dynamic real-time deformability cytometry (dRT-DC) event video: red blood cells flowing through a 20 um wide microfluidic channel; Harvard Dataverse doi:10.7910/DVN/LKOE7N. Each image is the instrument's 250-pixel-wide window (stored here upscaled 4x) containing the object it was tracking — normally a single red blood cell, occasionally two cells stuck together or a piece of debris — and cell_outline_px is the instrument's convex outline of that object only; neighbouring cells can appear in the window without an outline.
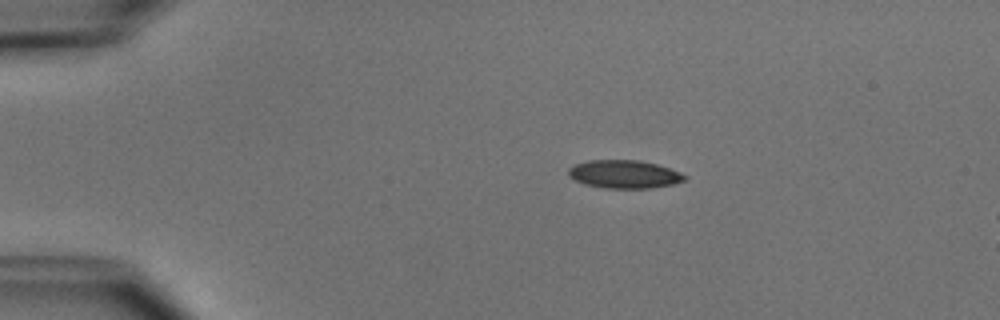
{"species": "common noctule bat (a hibernating species)", "species_latin": "Nyctalus noctula", "temperature_condition": "cold", "stored_images_in_passage": 3, "camera_frame_rate_fps": 3000, "um_per_image_px": 0.085, "animal": {"sex": "male", "body_mass_g": 15.6}, "frame": {"image": 1, "passage_image": 1, "time_ms": 0.0, "image_size_px": [1000, 320], "cell_outline_px": [[688, 180], [672, 184], [652, 188], [604, 188], [584, 184], [568, 176], [568, 168], [572, 164], [588, 160], [640, 160], [656, 164], [680, 172], [688, 176]], "centroid_in_image_um": [53.05, 14.8], "position_along_channel_um": 31.9, "area_um2": 19.25}}